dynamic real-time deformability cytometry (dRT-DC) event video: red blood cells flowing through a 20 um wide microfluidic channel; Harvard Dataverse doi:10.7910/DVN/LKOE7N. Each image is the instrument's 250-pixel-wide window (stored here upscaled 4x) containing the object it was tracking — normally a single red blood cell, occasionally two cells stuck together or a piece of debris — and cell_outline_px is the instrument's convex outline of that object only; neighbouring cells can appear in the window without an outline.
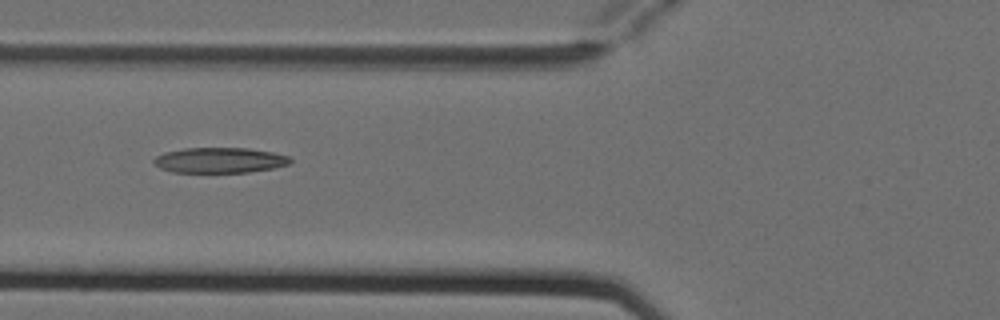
{"species": "Egyptian fruit bat (a non-hibernating species)", "species_latin": "Rousettus aegyptiacus", "temperature_condition": "cold", "stored_images_in_passage": 2, "camera_frame_rate_fps": 3000, "um_per_image_px": 0.085, "animal": {"sex": "female"}, "frame": {"image": 1, "passage_image": 2, "time_ms": 0.333, "image_size_px": [1000, 320], "cell_outline_px": [[292, 160], [288, 164], [276, 168], [248, 172], [172, 172], [160, 168], [152, 160], [156, 156], [164, 152], [184, 148], [248, 148], [272, 152], [288, 156]], "centroid_in_image_um": [18.67, 13.62], "position_along_channel_um": 107.1, "area_um2": 20.17}}